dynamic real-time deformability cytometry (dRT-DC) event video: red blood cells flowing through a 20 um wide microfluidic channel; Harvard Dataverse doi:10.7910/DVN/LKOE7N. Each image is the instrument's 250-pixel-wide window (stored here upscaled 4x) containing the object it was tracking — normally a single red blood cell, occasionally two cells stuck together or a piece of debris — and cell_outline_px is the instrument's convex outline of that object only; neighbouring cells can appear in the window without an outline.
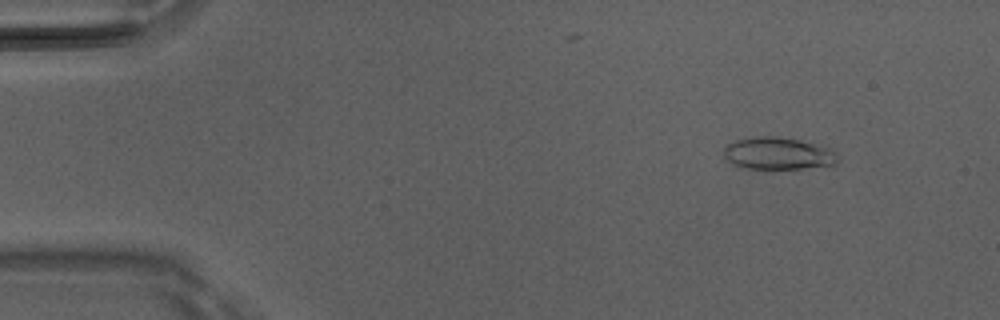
{"species": "Egyptian fruit bat (a non-hibernating species)", "species_latin": "Rousettus aegyptiacus", "temperature_condition": "room temperature", "stored_images_in_passage": 7, "camera_frame_rate_fps": 3000, "um_per_image_px": 0.085, "animal": {"sex": "male"}, "frame": {"image": 1, "passage_image": 2, "time_ms": 0.333, "image_size_px": [1000, 320], "cell_outline_px": [[836, 164], [832, 168], [748, 168], [732, 164], [724, 156], [724, 148], [728, 144], [736, 140], [752, 136], [772, 136], [820, 144], [832, 148], [836, 152]], "centroid_in_image_um": [66.21, 13.05], "position_along_channel_um": 18.8, "area_um2": 21.62}}